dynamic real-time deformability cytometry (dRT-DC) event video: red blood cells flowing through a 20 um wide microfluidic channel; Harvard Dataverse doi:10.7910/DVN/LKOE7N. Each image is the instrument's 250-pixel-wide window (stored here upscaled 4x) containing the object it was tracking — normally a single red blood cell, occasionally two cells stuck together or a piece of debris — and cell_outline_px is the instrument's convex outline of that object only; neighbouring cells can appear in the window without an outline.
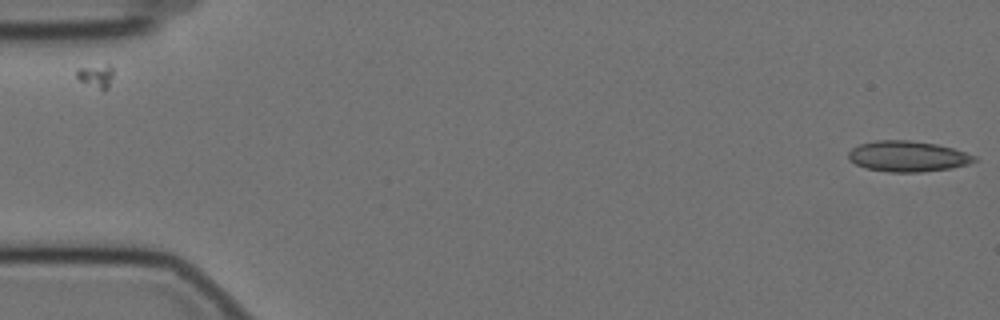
{"species": "Egyptian fruit bat (a non-hibernating species)", "species_latin": "Rousettus aegyptiacus", "temperature_condition": "cold", "stored_images_in_passage": 57, "camera_frame_rate_fps": 3000, "um_per_image_px": 0.085, "animal": {"sex": "female"}, "frame": {"image": 1, "passage_image": 1, "time_ms": 0.0, "image_size_px": [1000, 320], "cell_outline_px": [[976, 160], [968, 164], [952, 168], [920, 172], [888, 172], [864, 168], [848, 160], [848, 152], [852, 148], [860, 144], [876, 140], [912, 140], [936, 144], [952, 148], [976, 156]], "centroid_in_image_um": [77.12, 13.29], "position_along_channel_um": 7.9, "area_um2": 22.6}}
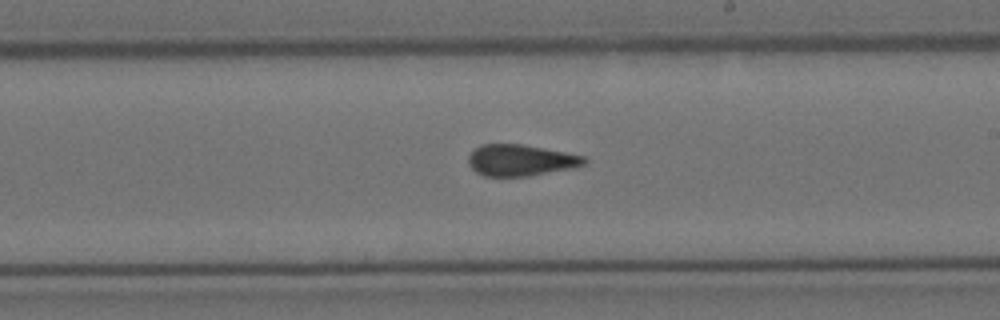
{"frame": {"image": 2, "passage_image": 33, "time_ms": 10.667, "image_size_px": [1000, 320], "cell_outline_px": [[588, 160], [584, 164], [572, 168], [528, 176], [484, 176], [476, 172], [468, 164], [468, 156], [480, 144], [520, 144], [544, 148], [584, 156]], "centroid_in_image_um": [44.23, 13.62], "position_along_channel_um": 244.8, "area_um2": 21.04}}
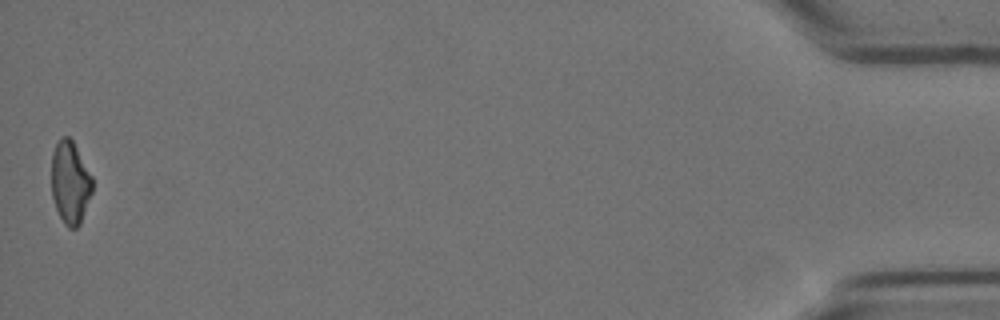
{"frame": {"image": 3, "passage_image": 57, "time_ms": 18.667, "image_size_px": [1000, 320], "cell_outline_px": [[92, 192], [80, 224], [76, 228], [68, 228], [64, 224], [56, 208], [52, 196], [52, 152], [60, 136], [68, 136], [72, 140], [92, 176]], "centroid_in_image_um": [5.96, 15.51], "position_along_channel_um": 429.2, "area_um2": 19.59}, "authors_computed_cell_mechanics": {"area_um2": 21.964, "velocity_mm_per_s": 3.5023, "shape_relaxation_time_tau1_ms": null, "shape_relaxation_time_tau2_ms": 2.0325, "deformation_change_tau1": null, "deformation_change_tau2": 0.071}}